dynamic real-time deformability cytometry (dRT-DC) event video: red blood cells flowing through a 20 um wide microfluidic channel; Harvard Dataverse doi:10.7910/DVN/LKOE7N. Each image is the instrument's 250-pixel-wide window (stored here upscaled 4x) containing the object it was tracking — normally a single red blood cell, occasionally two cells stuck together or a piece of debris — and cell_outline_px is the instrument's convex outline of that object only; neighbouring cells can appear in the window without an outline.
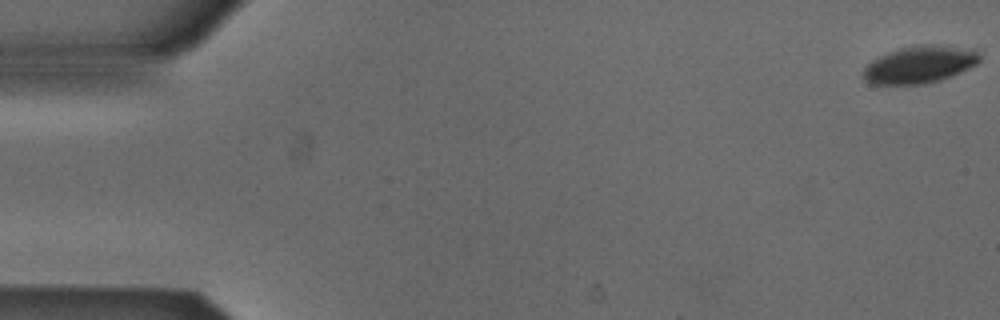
{"species": "Egyptian fruit bat (a non-hibernating species)", "species_latin": "Rousettus aegyptiacus", "temperature_condition": "cold", "stored_images_in_passage": 53, "camera_frame_rate_fps": 3000, "um_per_image_px": 0.085, "animal": {"sex": "male"}, "frame": {"image": 1, "passage_image": 1, "time_ms": 0.0, "image_size_px": [1000, 320], "cell_outline_px": [[980, 60], [976, 64], [940, 80], [924, 84], [872, 84], [864, 80], [864, 68], [872, 60], [888, 52], [900, 48], [920, 44], [932, 44], [976, 48], [980, 56]], "centroid_in_image_um": [78.19, 5.46], "position_along_channel_um": 6.8, "area_um2": 25.2}}
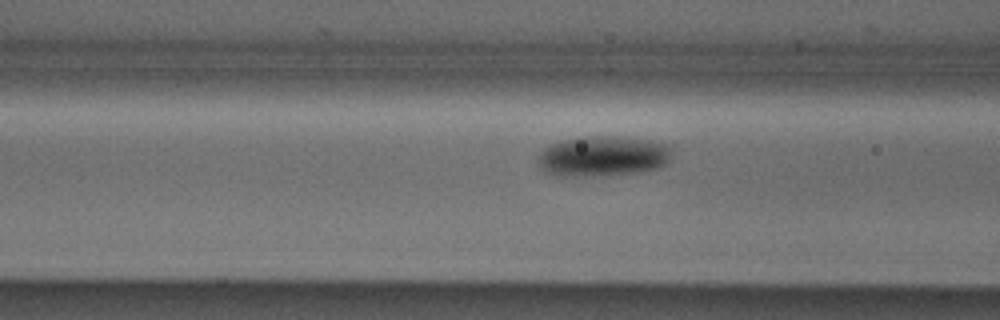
{"frame": {"image": 2, "passage_image": 21, "time_ms": 6.667, "image_size_px": [1000, 320], "cell_outline_px": [[672, 152], [668, 160], [664, 164], [656, 168], [636, 172], [572, 176], [564, 176], [544, 172], [540, 168], [540, 152], [544, 148], [560, 140], [588, 136], [620, 136], [648, 140], [672, 144]], "centroid_in_image_um": [51.27, 13.24], "position_along_channel_um": 115.3, "area_um2": 31.15}}
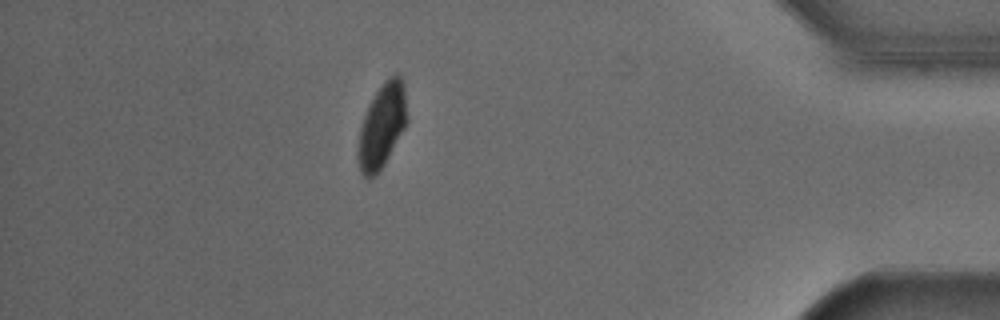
{"frame": {"image": 3, "passage_image": 47, "time_ms": 15.333, "image_size_px": [1000, 320], "cell_outline_px": [[408, 120], [404, 128], [384, 164], [368, 180], [360, 172], [356, 160], [356, 152], [360, 128], [368, 104], [384, 80], [388, 76], [396, 72], [400, 76], [404, 88], [408, 116]], "centroid_in_image_um": [32.45, 10.68], "position_along_channel_um": 402.8, "area_um2": 24.16}, "authors_computed_cell_mechanics": {"area_um2": 27.6284, "velocity_mm_per_s": 3.8508, "shape_relaxation_time_tau1_ms": 2.1615, "shape_relaxation_time_tau2_ms": null, "deformation_change_tau1": 0.0949, "deformation_change_tau2": null}}